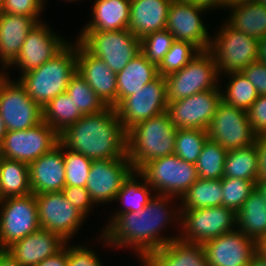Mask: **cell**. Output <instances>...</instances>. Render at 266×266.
Here are the masks:
<instances>
[{"label": "cell", "instance_id": "cell-43", "mask_svg": "<svg viewBox=\"0 0 266 266\" xmlns=\"http://www.w3.org/2000/svg\"><path fill=\"white\" fill-rule=\"evenodd\" d=\"M174 41V37L166 29L152 32L140 39V50L149 61L158 66Z\"/></svg>", "mask_w": 266, "mask_h": 266}, {"label": "cell", "instance_id": "cell-27", "mask_svg": "<svg viewBox=\"0 0 266 266\" xmlns=\"http://www.w3.org/2000/svg\"><path fill=\"white\" fill-rule=\"evenodd\" d=\"M131 0H95L92 19L82 31H114L127 29Z\"/></svg>", "mask_w": 266, "mask_h": 266}, {"label": "cell", "instance_id": "cell-6", "mask_svg": "<svg viewBox=\"0 0 266 266\" xmlns=\"http://www.w3.org/2000/svg\"><path fill=\"white\" fill-rule=\"evenodd\" d=\"M138 172L155 189L154 192L176 199H181L199 178L195 164L184 161L175 154L149 161Z\"/></svg>", "mask_w": 266, "mask_h": 266}, {"label": "cell", "instance_id": "cell-55", "mask_svg": "<svg viewBox=\"0 0 266 266\" xmlns=\"http://www.w3.org/2000/svg\"><path fill=\"white\" fill-rule=\"evenodd\" d=\"M5 72V73H4ZM0 71V99L6 85L11 81L6 71Z\"/></svg>", "mask_w": 266, "mask_h": 266}, {"label": "cell", "instance_id": "cell-17", "mask_svg": "<svg viewBox=\"0 0 266 266\" xmlns=\"http://www.w3.org/2000/svg\"><path fill=\"white\" fill-rule=\"evenodd\" d=\"M133 171L127 155L116 159L92 160L85 187L94 204L115 201L123 182Z\"/></svg>", "mask_w": 266, "mask_h": 266}, {"label": "cell", "instance_id": "cell-24", "mask_svg": "<svg viewBox=\"0 0 266 266\" xmlns=\"http://www.w3.org/2000/svg\"><path fill=\"white\" fill-rule=\"evenodd\" d=\"M39 17L0 13V61L6 70L21 51L28 33L42 20Z\"/></svg>", "mask_w": 266, "mask_h": 266}, {"label": "cell", "instance_id": "cell-22", "mask_svg": "<svg viewBox=\"0 0 266 266\" xmlns=\"http://www.w3.org/2000/svg\"><path fill=\"white\" fill-rule=\"evenodd\" d=\"M67 241L60 235L39 229L14 242L6 251L22 266H36L47 257L61 251Z\"/></svg>", "mask_w": 266, "mask_h": 266}, {"label": "cell", "instance_id": "cell-42", "mask_svg": "<svg viewBox=\"0 0 266 266\" xmlns=\"http://www.w3.org/2000/svg\"><path fill=\"white\" fill-rule=\"evenodd\" d=\"M221 185L223 191L222 206L230 208L236 213L255 190V183L253 181L238 178L223 177Z\"/></svg>", "mask_w": 266, "mask_h": 266}, {"label": "cell", "instance_id": "cell-62", "mask_svg": "<svg viewBox=\"0 0 266 266\" xmlns=\"http://www.w3.org/2000/svg\"><path fill=\"white\" fill-rule=\"evenodd\" d=\"M2 159L1 146H0V161Z\"/></svg>", "mask_w": 266, "mask_h": 266}, {"label": "cell", "instance_id": "cell-23", "mask_svg": "<svg viewBox=\"0 0 266 266\" xmlns=\"http://www.w3.org/2000/svg\"><path fill=\"white\" fill-rule=\"evenodd\" d=\"M33 194L62 191L65 187L64 152L57 145L28 164Z\"/></svg>", "mask_w": 266, "mask_h": 266}, {"label": "cell", "instance_id": "cell-50", "mask_svg": "<svg viewBox=\"0 0 266 266\" xmlns=\"http://www.w3.org/2000/svg\"><path fill=\"white\" fill-rule=\"evenodd\" d=\"M68 242L57 254L47 257L36 266H67L68 264ZM67 246V247H66Z\"/></svg>", "mask_w": 266, "mask_h": 266}, {"label": "cell", "instance_id": "cell-59", "mask_svg": "<svg viewBox=\"0 0 266 266\" xmlns=\"http://www.w3.org/2000/svg\"><path fill=\"white\" fill-rule=\"evenodd\" d=\"M6 249L0 246V258L6 253Z\"/></svg>", "mask_w": 266, "mask_h": 266}, {"label": "cell", "instance_id": "cell-58", "mask_svg": "<svg viewBox=\"0 0 266 266\" xmlns=\"http://www.w3.org/2000/svg\"><path fill=\"white\" fill-rule=\"evenodd\" d=\"M6 133H7V130H6L4 121L0 116V146L3 142V139L5 138Z\"/></svg>", "mask_w": 266, "mask_h": 266}, {"label": "cell", "instance_id": "cell-45", "mask_svg": "<svg viewBox=\"0 0 266 266\" xmlns=\"http://www.w3.org/2000/svg\"><path fill=\"white\" fill-rule=\"evenodd\" d=\"M100 261L92 248L89 249L82 245L68 247L67 266H103Z\"/></svg>", "mask_w": 266, "mask_h": 266}, {"label": "cell", "instance_id": "cell-30", "mask_svg": "<svg viewBox=\"0 0 266 266\" xmlns=\"http://www.w3.org/2000/svg\"><path fill=\"white\" fill-rule=\"evenodd\" d=\"M237 227L248 238L258 243L266 237V202L255 189L236 213Z\"/></svg>", "mask_w": 266, "mask_h": 266}, {"label": "cell", "instance_id": "cell-20", "mask_svg": "<svg viewBox=\"0 0 266 266\" xmlns=\"http://www.w3.org/2000/svg\"><path fill=\"white\" fill-rule=\"evenodd\" d=\"M202 245L209 266H248L257 252V243L238 228Z\"/></svg>", "mask_w": 266, "mask_h": 266}, {"label": "cell", "instance_id": "cell-3", "mask_svg": "<svg viewBox=\"0 0 266 266\" xmlns=\"http://www.w3.org/2000/svg\"><path fill=\"white\" fill-rule=\"evenodd\" d=\"M177 129L167 111L135 124L126 131V155L134 169L174 154Z\"/></svg>", "mask_w": 266, "mask_h": 266}, {"label": "cell", "instance_id": "cell-31", "mask_svg": "<svg viewBox=\"0 0 266 266\" xmlns=\"http://www.w3.org/2000/svg\"><path fill=\"white\" fill-rule=\"evenodd\" d=\"M32 193L28 164L2 157L0 161V199Z\"/></svg>", "mask_w": 266, "mask_h": 266}, {"label": "cell", "instance_id": "cell-12", "mask_svg": "<svg viewBox=\"0 0 266 266\" xmlns=\"http://www.w3.org/2000/svg\"><path fill=\"white\" fill-rule=\"evenodd\" d=\"M207 133L210 140L218 142L227 151L253 145L257 137L247 111L223 101L218 104Z\"/></svg>", "mask_w": 266, "mask_h": 266}, {"label": "cell", "instance_id": "cell-39", "mask_svg": "<svg viewBox=\"0 0 266 266\" xmlns=\"http://www.w3.org/2000/svg\"><path fill=\"white\" fill-rule=\"evenodd\" d=\"M208 139L207 130L177 129L174 154L184 161L196 164L204 144Z\"/></svg>", "mask_w": 266, "mask_h": 266}, {"label": "cell", "instance_id": "cell-25", "mask_svg": "<svg viewBox=\"0 0 266 266\" xmlns=\"http://www.w3.org/2000/svg\"><path fill=\"white\" fill-rule=\"evenodd\" d=\"M143 266H209L202 244L175 239L141 258Z\"/></svg>", "mask_w": 266, "mask_h": 266}, {"label": "cell", "instance_id": "cell-15", "mask_svg": "<svg viewBox=\"0 0 266 266\" xmlns=\"http://www.w3.org/2000/svg\"><path fill=\"white\" fill-rule=\"evenodd\" d=\"M221 92L217 86L212 90L168 102L167 112L175 128L207 130L218 104L222 101Z\"/></svg>", "mask_w": 266, "mask_h": 266}, {"label": "cell", "instance_id": "cell-51", "mask_svg": "<svg viewBox=\"0 0 266 266\" xmlns=\"http://www.w3.org/2000/svg\"><path fill=\"white\" fill-rule=\"evenodd\" d=\"M193 3H196L198 6H201L203 8L209 9L210 8H225L229 3V0H191Z\"/></svg>", "mask_w": 266, "mask_h": 266}, {"label": "cell", "instance_id": "cell-49", "mask_svg": "<svg viewBox=\"0 0 266 266\" xmlns=\"http://www.w3.org/2000/svg\"><path fill=\"white\" fill-rule=\"evenodd\" d=\"M254 144L258 160L257 181H266V134L258 135Z\"/></svg>", "mask_w": 266, "mask_h": 266}, {"label": "cell", "instance_id": "cell-41", "mask_svg": "<svg viewBox=\"0 0 266 266\" xmlns=\"http://www.w3.org/2000/svg\"><path fill=\"white\" fill-rule=\"evenodd\" d=\"M200 50L190 42L174 41L170 50L158 65V73L162 77L181 70L186 66Z\"/></svg>", "mask_w": 266, "mask_h": 266}, {"label": "cell", "instance_id": "cell-46", "mask_svg": "<svg viewBox=\"0 0 266 266\" xmlns=\"http://www.w3.org/2000/svg\"><path fill=\"white\" fill-rule=\"evenodd\" d=\"M247 113L253 132L257 136L266 134V95H259Z\"/></svg>", "mask_w": 266, "mask_h": 266}, {"label": "cell", "instance_id": "cell-29", "mask_svg": "<svg viewBox=\"0 0 266 266\" xmlns=\"http://www.w3.org/2000/svg\"><path fill=\"white\" fill-rule=\"evenodd\" d=\"M230 11L225 22L233 29L248 34L256 39L266 36V7L259 2L228 3Z\"/></svg>", "mask_w": 266, "mask_h": 266}, {"label": "cell", "instance_id": "cell-11", "mask_svg": "<svg viewBox=\"0 0 266 266\" xmlns=\"http://www.w3.org/2000/svg\"><path fill=\"white\" fill-rule=\"evenodd\" d=\"M40 229L60 235L69 242L86 217L64 196L62 191L35 195Z\"/></svg>", "mask_w": 266, "mask_h": 266}, {"label": "cell", "instance_id": "cell-44", "mask_svg": "<svg viewBox=\"0 0 266 266\" xmlns=\"http://www.w3.org/2000/svg\"><path fill=\"white\" fill-rule=\"evenodd\" d=\"M45 0H4L2 12L9 14L40 17Z\"/></svg>", "mask_w": 266, "mask_h": 266}, {"label": "cell", "instance_id": "cell-13", "mask_svg": "<svg viewBox=\"0 0 266 266\" xmlns=\"http://www.w3.org/2000/svg\"><path fill=\"white\" fill-rule=\"evenodd\" d=\"M168 101L165 77L159 75L135 94L124 98L116 113L125 131L135 124L167 111Z\"/></svg>", "mask_w": 266, "mask_h": 266}, {"label": "cell", "instance_id": "cell-56", "mask_svg": "<svg viewBox=\"0 0 266 266\" xmlns=\"http://www.w3.org/2000/svg\"><path fill=\"white\" fill-rule=\"evenodd\" d=\"M255 189L263 196V199L266 202V181H256Z\"/></svg>", "mask_w": 266, "mask_h": 266}, {"label": "cell", "instance_id": "cell-40", "mask_svg": "<svg viewBox=\"0 0 266 266\" xmlns=\"http://www.w3.org/2000/svg\"><path fill=\"white\" fill-rule=\"evenodd\" d=\"M58 145L64 152L65 186L85 187L92 159L66 148L60 141Z\"/></svg>", "mask_w": 266, "mask_h": 266}, {"label": "cell", "instance_id": "cell-2", "mask_svg": "<svg viewBox=\"0 0 266 266\" xmlns=\"http://www.w3.org/2000/svg\"><path fill=\"white\" fill-rule=\"evenodd\" d=\"M59 141L92 160L126 155V131L113 107L97 114L83 115L59 135Z\"/></svg>", "mask_w": 266, "mask_h": 266}, {"label": "cell", "instance_id": "cell-34", "mask_svg": "<svg viewBox=\"0 0 266 266\" xmlns=\"http://www.w3.org/2000/svg\"><path fill=\"white\" fill-rule=\"evenodd\" d=\"M257 173L258 160L255 144L227 151L223 177L250 180L256 183Z\"/></svg>", "mask_w": 266, "mask_h": 266}, {"label": "cell", "instance_id": "cell-28", "mask_svg": "<svg viewBox=\"0 0 266 266\" xmlns=\"http://www.w3.org/2000/svg\"><path fill=\"white\" fill-rule=\"evenodd\" d=\"M117 75V105L159 76L158 66L138 53Z\"/></svg>", "mask_w": 266, "mask_h": 266}, {"label": "cell", "instance_id": "cell-21", "mask_svg": "<svg viewBox=\"0 0 266 266\" xmlns=\"http://www.w3.org/2000/svg\"><path fill=\"white\" fill-rule=\"evenodd\" d=\"M77 73L107 107L117 106V75L77 41Z\"/></svg>", "mask_w": 266, "mask_h": 266}, {"label": "cell", "instance_id": "cell-53", "mask_svg": "<svg viewBox=\"0 0 266 266\" xmlns=\"http://www.w3.org/2000/svg\"><path fill=\"white\" fill-rule=\"evenodd\" d=\"M0 266H22L20 265L14 258L11 257L8 252H6L1 258H0Z\"/></svg>", "mask_w": 266, "mask_h": 266}, {"label": "cell", "instance_id": "cell-10", "mask_svg": "<svg viewBox=\"0 0 266 266\" xmlns=\"http://www.w3.org/2000/svg\"><path fill=\"white\" fill-rule=\"evenodd\" d=\"M0 246L14 242L40 229L35 194L0 199Z\"/></svg>", "mask_w": 266, "mask_h": 266}, {"label": "cell", "instance_id": "cell-37", "mask_svg": "<svg viewBox=\"0 0 266 266\" xmlns=\"http://www.w3.org/2000/svg\"><path fill=\"white\" fill-rule=\"evenodd\" d=\"M227 150L218 142L208 139L195 164L198 177L203 179H222Z\"/></svg>", "mask_w": 266, "mask_h": 266}, {"label": "cell", "instance_id": "cell-4", "mask_svg": "<svg viewBox=\"0 0 266 266\" xmlns=\"http://www.w3.org/2000/svg\"><path fill=\"white\" fill-rule=\"evenodd\" d=\"M77 72V41L67 44L58 54L40 67L21 74L19 83L32 100L43 108L57 95L66 92L70 79Z\"/></svg>", "mask_w": 266, "mask_h": 266}, {"label": "cell", "instance_id": "cell-52", "mask_svg": "<svg viewBox=\"0 0 266 266\" xmlns=\"http://www.w3.org/2000/svg\"><path fill=\"white\" fill-rule=\"evenodd\" d=\"M257 61L266 64V36L261 39H258Z\"/></svg>", "mask_w": 266, "mask_h": 266}, {"label": "cell", "instance_id": "cell-7", "mask_svg": "<svg viewBox=\"0 0 266 266\" xmlns=\"http://www.w3.org/2000/svg\"><path fill=\"white\" fill-rule=\"evenodd\" d=\"M220 29L215 37L211 38L209 47L219 76L225 73L241 72L245 67L257 61L258 39L231 28L226 22L221 25Z\"/></svg>", "mask_w": 266, "mask_h": 266}, {"label": "cell", "instance_id": "cell-48", "mask_svg": "<svg viewBox=\"0 0 266 266\" xmlns=\"http://www.w3.org/2000/svg\"><path fill=\"white\" fill-rule=\"evenodd\" d=\"M241 72L254 85L258 95H266V64L255 61Z\"/></svg>", "mask_w": 266, "mask_h": 266}, {"label": "cell", "instance_id": "cell-16", "mask_svg": "<svg viewBox=\"0 0 266 266\" xmlns=\"http://www.w3.org/2000/svg\"><path fill=\"white\" fill-rule=\"evenodd\" d=\"M206 8L198 6L191 0H173L166 22V30L176 41H186L195 45L200 51L209 50L211 39L201 20Z\"/></svg>", "mask_w": 266, "mask_h": 266}, {"label": "cell", "instance_id": "cell-19", "mask_svg": "<svg viewBox=\"0 0 266 266\" xmlns=\"http://www.w3.org/2000/svg\"><path fill=\"white\" fill-rule=\"evenodd\" d=\"M49 28L46 23L40 22L28 33L20 53L8 66L9 69L18 66L22 74L27 73L49 61L68 44V41Z\"/></svg>", "mask_w": 266, "mask_h": 266}, {"label": "cell", "instance_id": "cell-9", "mask_svg": "<svg viewBox=\"0 0 266 266\" xmlns=\"http://www.w3.org/2000/svg\"><path fill=\"white\" fill-rule=\"evenodd\" d=\"M179 211L182 235L178 239L183 242L203 244L237 227L236 212L225 206Z\"/></svg>", "mask_w": 266, "mask_h": 266}, {"label": "cell", "instance_id": "cell-38", "mask_svg": "<svg viewBox=\"0 0 266 266\" xmlns=\"http://www.w3.org/2000/svg\"><path fill=\"white\" fill-rule=\"evenodd\" d=\"M66 93L82 115L97 114L107 108L88 83L76 72L70 79Z\"/></svg>", "mask_w": 266, "mask_h": 266}, {"label": "cell", "instance_id": "cell-57", "mask_svg": "<svg viewBox=\"0 0 266 266\" xmlns=\"http://www.w3.org/2000/svg\"><path fill=\"white\" fill-rule=\"evenodd\" d=\"M257 252L266 259V237L257 243Z\"/></svg>", "mask_w": 266, "mask_h": 266}, {"label": "cell", "instance_id": "cell-61", "mask_svg": "<svg viewBox=\"0 0 266 266\" xmlns=\"http://www.w3.org/2000/svg\"><path fill=\"white\" fill-rule=\"evenodd\" d=\"M258 2L266 7V0H259Z\"/></svg>", "mask_w": 266, "mask_h": 266}, {"label": "cell", "instance_id": "cell-14", "mask_svg": "<svg viewBox=\"0 0 266 266\" xmlns=\"http://www.w3.org/2000/svg\"><path fill=\"white\" fill-rule=\"evenodd\" d=\"M59 134L42 121L38 125L17 131H7L1 144L2 157L27 164L58 145Z\"/></svg>", "mask_w": 266, "mask_h": 266}, {"label": "cell", "instance_id": "cell-8", "mask_svg": "<svg viewBox=\"0 0 266 266\" xmlns=\"http://www.w3.org/2000/svg\"><path fill=\"white\" fill-rule=\"evenodd\" d=\"M220 77L209 50L200 51L181 70L165 77L167 101H178L193 94L215 89Z\"/></svg>", "mask_w": 266, "mask_h": 266}, {"label": "cell", "instance_id": "cell-18", "mask_svg": "<svg viewBox=\"0 0 266 266\" xmlns=\"http://www.w3.org/2000/svg\"><path fill=\"white\" fill-rule=\"evenodd\" d=\"M42 108L28 95L19 81H10L0 99V116L7 131L32 128L43 121Z\"/></svg>", "mask_w": 266, "mask_h": 266}, {"label": "cell", "instance_id": "cell-47", "mask_svg": "<svg viewBox=\"0 0 266 266\" xmlns=\"http://www.w3.org/2000/svg\"><path fill=\"white\" fill-rule=\"evenodd\" d=\"M62 192L85 217L95 205L86 187L65 186Z\"/></svg>", "mask_w": 266, "mask_h": 266}, {"label": "cell", "instance_id": "cell-33", "mask_svg": "<svg viewBox=\"0 0 266 266\" xmlns=\"http://www.w3.org/2000/svg\"><path fill=\"white\" fill-rule=\"evenodd\" d=\"M222 195L221 179L198 178L181 198L183 203L180 209L222 206Z\"/></svg>", "mask_w": 266, "mask_h": 266}, {"label": "cell", "instance_id": "cell-36", "mask_svg": "<svg viewBox=\"0 0 266 266\" xmlns=\"http://www.w3.org/2000/svg\"><path fill=\"white\" fill-rule=\"evenodd\" d=\"M226 76L230 81L226 84V91L221 92L222 101L247 111L259 96L256 88L242 72H231Z\"/></svg>", "mask_w": 266, "mask_h": 266}, {"label": "cell", "instance_id": "cell-60", "mask_svg": "<svg viewBox=\"0 0 266 266\" xmlns=\"http://www.w3.org/2000/svg\"><path fill=\"white\" fill-rule=\"evenodd\" d=\"M3 4H4V0H0V13H2Z\"/></svg>", "mask_w": 266, "mask_h": 266}, {"label": "cell", "instance_id": "cell-26", "mask_svg": "<svg viewBox=\"0 0 266 266\" xmlns=\"http://www.w3.org/2000/svg\"><path fill=\"white\" fill-rule=\"evenodd\" d=\"M173 0H131L127 29L136 37L166 28L167 16Z\"/></svg>", "mask_w": 266, "mask_h": 266}, {"label": "cell", "instance_id": "cell-5", "mask_svg": "<svg viewBox=\"0 0 266 266\" xmlns=\"http://www.w3.org/2000/svg\"><path fill=\"white\" fill-rule=\"evenodd\" d=\"M77 41L93 56L103 60L118 73L140 50V39L128 29L114 31H82Z\"/></svg>", "mask_w": 266, "mask_h": 266}, {"label": "cell", "instance_id": "cell-35", "mask_svg": "<svg viewBox=\"0 0 266 266\" xmlns=\"http://www.w3.org/2000/svg\"><path fill=\"white\" fill-rule=\"evenodd\" d=\"M137 177L141 178L144 183L137 181ZM150 185L145 181V178L138 172L133 171L128 178L123 182L115 201L123 203V208L115 214H123L126 212H137L142 210L151 200L152 192Z\"/></svg>", "mask_w": 266, "mask_h": 266}, {"label": "cell", "instance_id": "cell-32", "mask_svg": "<svg viewBox=\"0 0 266 266\" xmlns=\"http://www.w3.org/2000/svg\"><path fill=\"white\" fill-rule=\"evenodd\" d=\"M42 109L43 121L59 135L83 116L66 92L57 95Z\"/></svg>", "mask_w": 266, "mask_h": 266}, {"label": "cell", "instance_id": "cell-54", "mask_svg": "<svg viewBox=\"0 0 266 266\" xmlns=\"http://www.w3.org/2000/svg\"><path fill=\"white\" fill-rule=\"evenodd\" d=\"M248 266H266V259L258 252H256L251 260Z\"/></svg>", "mask_w": 266, "mask_h": 266}, {"label": "cell", "instance_id": "cell-1", "mask_svg": "<svg viewBox=\"0 0 266 266\" xmlns=\"http://www.w3.org/2000/svg\"><path fill=\"white\" fill-rule=\"evenodd\" d=\"M171 200V196L156 193L142 210L115 214L108 221L109 225L104 227L99 240L105 241L112 248L130 246L139 258L164 247L179 237L160 235L171 220L180 221V211L171 210L168 205Z\"/></svg>", "mask_w": 266, "mask_h": 266}]
</instances>
